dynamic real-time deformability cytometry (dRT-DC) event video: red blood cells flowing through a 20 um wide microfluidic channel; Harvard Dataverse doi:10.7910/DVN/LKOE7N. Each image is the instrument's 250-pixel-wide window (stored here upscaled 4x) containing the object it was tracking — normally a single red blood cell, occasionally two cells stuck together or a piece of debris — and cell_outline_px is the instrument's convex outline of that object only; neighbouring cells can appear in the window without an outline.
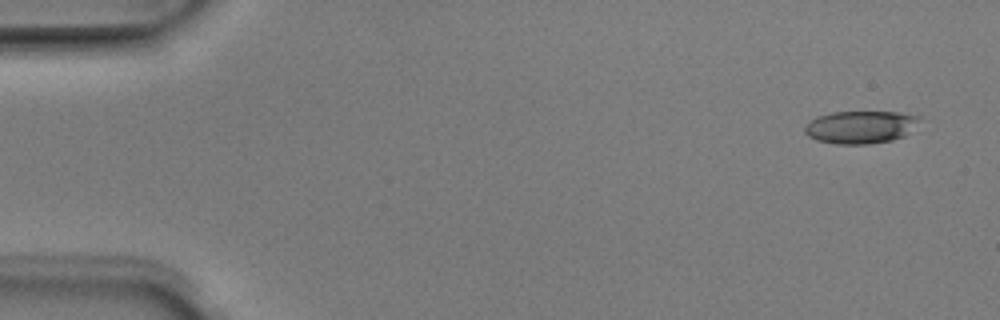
{"species": "Egyptian fruit bat (a non-hibernating species)", "species_latin": "Rousettus aegyptiacus", "temperature_condition": "room temperature", "stored_images_in_passage": 6, "camera_frame_rate_fps": 3000, "um_per_image_px": 0.085, "animal": {"sex": "male"}, "frame": {"image": 1, "passage_image": 1, "time_ms": 0.0, "image_size_px": [1000, 320], "cell_outline_px": [[920, 116], [904, 136], [892, 140], [868, 144], [836, 144], [816, 140], [808, 136], [804, 132], [804, 128], [816, 116], [832, 112], [900, 112]], "centroid_in_image_um": [73.08, 10.8], "position_along_channel_um": 11.9, "area_um2": 21.56}}
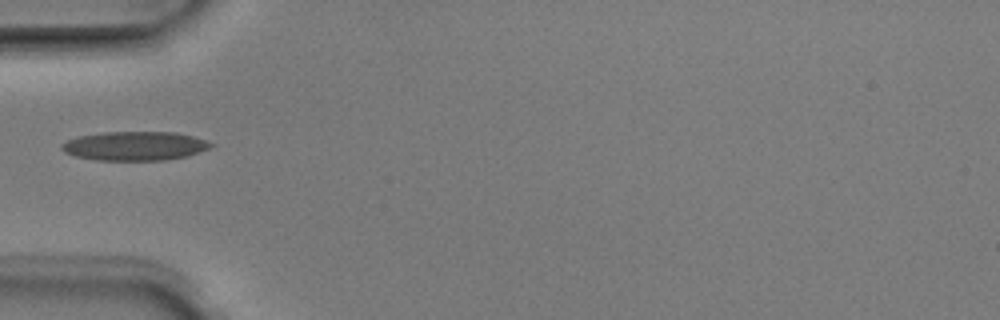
{"frame": {"image": 2, "passage_image": 5, "time_ms": 1.333, "image_size_px": [1000, 320], "cell_outline_px": [[216, 144], [200, 152], [188, 156], [164, 160], [96, 160], [76, 156], [64, 152], [60, 148], [60, 144], [76, 136], [104, 132], [176, 132], [192, 136]], "centroid_in_image_um": [11.44, 12.4], "position_along_channel_um": 73.6, "area_um2": 25.26}}
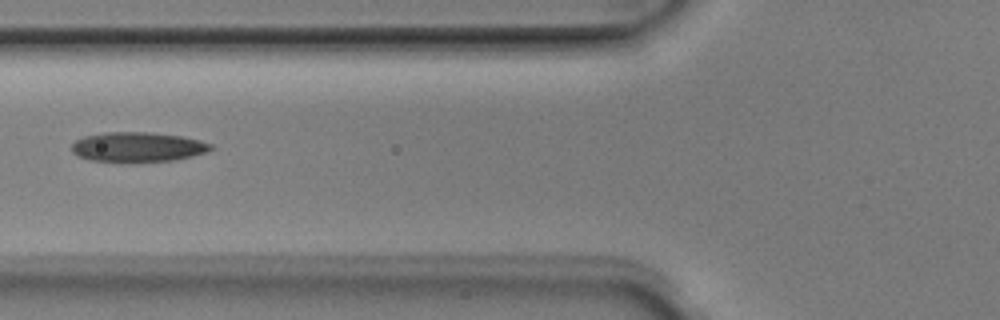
{"frame": {"image": 3, "passage_image": 6, "time_ms": 1.667, "image_size_px": [1000, 320], "cell_outline_px": [[216, 148], [208, 152], [192, 156], [172, 160], [92, 160], [80, 156], [72, 152], [72, 144], [76, 140], [84, 136], [104, 132], [148, 132], [180, 136], [200, 140], [212, 144]], "centroid_in_image_um": [11.76, 12.46], "position_along_channel_um": 114.0, "area_um2": 23.52}}